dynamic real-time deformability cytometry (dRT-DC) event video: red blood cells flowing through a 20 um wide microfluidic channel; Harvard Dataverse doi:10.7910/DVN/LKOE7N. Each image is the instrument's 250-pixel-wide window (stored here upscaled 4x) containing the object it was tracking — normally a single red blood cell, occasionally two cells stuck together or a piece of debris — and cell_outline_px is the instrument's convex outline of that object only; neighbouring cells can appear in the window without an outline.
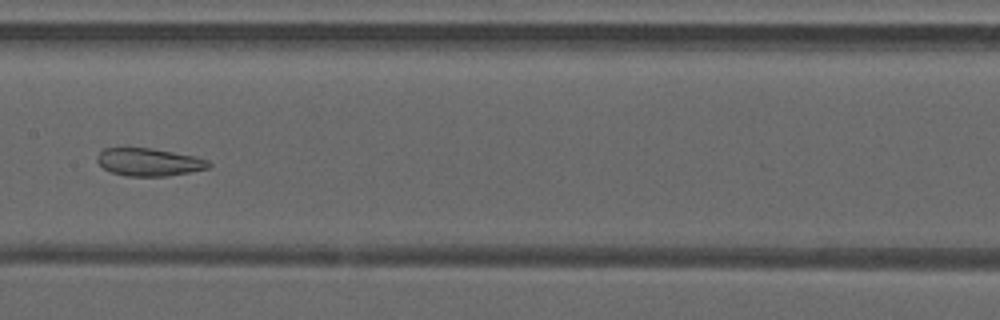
{"species": "common noctule bat (a hibernating species)", "species_latin": "Nyctalus noctula", "temperature_condition": "warm", "stored_images_in_passage": 41, "camera_frame_rate_fps": 3000, "um_per_image_px": 0.085, "animal": {"sex": "male", "forearm_length_mm": 52.5}, "frame": {"image": 1, "passage_image": 18, "time_ms": 5.667, "image_size_px": [1000, 320], "cell_outline_px": [[212, 164], [208, 168], [168, 176], [124, 176], [112, 172], [104, 168], [96, 160], [96, 156], [104, 148], [152, 148], [196, 156], [208, 160]], "centroid_in_image_um": [12.67, 13.77], "position_along_channel_um": 194.7, "area_um2": 18.03}, "authors_computed_cell_mechanics": {"area_um2": 20.0566, "velocity_mm_per_s": 4.1753, "shape_relaxation_time_tau1_ms": null, "shape_relaxation_time_tau2_ms": 2.909, "deformation_change_tau1": null, "deformation_change_tau2": 0.1153}}